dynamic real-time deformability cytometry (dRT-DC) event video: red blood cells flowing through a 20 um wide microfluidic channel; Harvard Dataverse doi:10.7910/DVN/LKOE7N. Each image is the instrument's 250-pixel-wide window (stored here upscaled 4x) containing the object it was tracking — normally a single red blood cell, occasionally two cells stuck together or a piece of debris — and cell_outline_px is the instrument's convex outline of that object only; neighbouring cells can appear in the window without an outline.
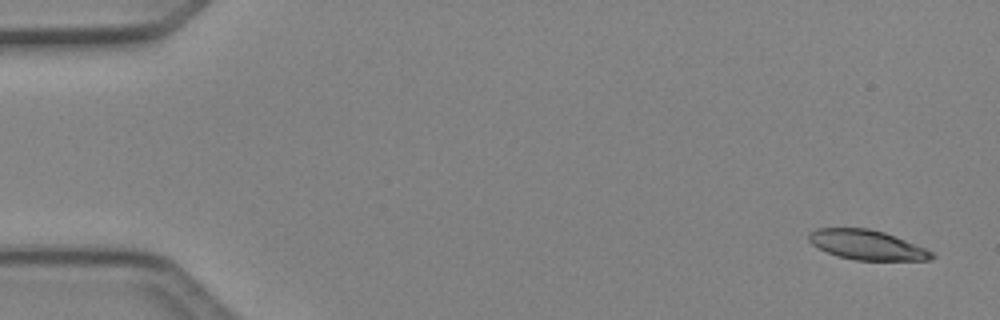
{"species": "Egyptian fruit bat (a non-hibernating species)", "species_latin": "Rousettus aegyptiacus", "temperature_condition": "cold", "stored_images_in_passage": 4, "camera_frame_rate_fps": 3000, "um_per_image_px": 0.085, "animal": {"sex": "female"}, "frame": {"image": 1, "passage_image": 1, "time_ms": 0.0, "image_size_px": [1000, 320], "cell_outline_px": [[936, 256], [932, 260], [856, 260], [840, 256], [828, 252], [812, 244], [808, 240], [808, 236], [816, 228], [868, 228], [884, 232], [924, 248], [932, 252]], "centroid_in_image_um": [73.7, 20.82], "position_along_channel_um": 11.3, "area_um2": 20.92}}